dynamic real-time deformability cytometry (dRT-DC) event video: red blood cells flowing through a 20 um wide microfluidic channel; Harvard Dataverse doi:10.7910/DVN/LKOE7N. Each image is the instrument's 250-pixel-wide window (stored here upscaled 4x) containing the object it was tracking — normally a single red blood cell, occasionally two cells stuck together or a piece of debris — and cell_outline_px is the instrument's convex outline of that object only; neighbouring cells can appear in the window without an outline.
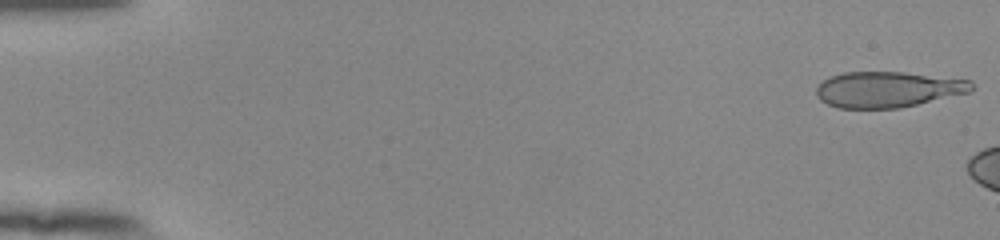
{"species": "human", "species_latin": "Homo sapiens", "temperature_condition": "room temperature", "stored_images_in_passage": 7, "camera_frame_rate_fps": 3000, "um_per_image_px": 0.085, "donor": {"sex": "female"}, "frame": {"image": 1, "passage_image": 1, "time_ms": 0.0, "image_size_px": [1000, 240], "cell_outline_px": [[976, 88], [968, 92], [900, 108], [836, 108], [820, 100], [816, 96], [816, 88], [824, 80], [832, 76], [844, 72], [904, 72], [972, 80], [976, 84]], "centroid_in_image_um": [75.48, 7.6], "position_along_channel_um": 9.5, "area_um2": 32.43}}